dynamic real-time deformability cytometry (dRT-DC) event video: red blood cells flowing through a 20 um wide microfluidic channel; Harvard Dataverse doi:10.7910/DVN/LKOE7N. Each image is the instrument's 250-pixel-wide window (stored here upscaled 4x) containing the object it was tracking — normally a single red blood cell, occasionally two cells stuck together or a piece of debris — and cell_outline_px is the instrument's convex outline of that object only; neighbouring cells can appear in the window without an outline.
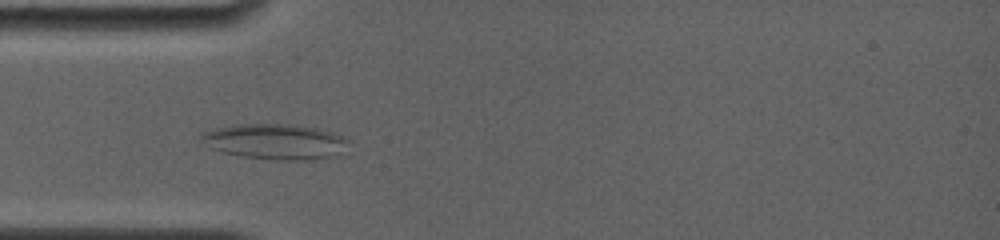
{"species": "common noctule bat (a hibernating species)", "species_latin": "Nyctalus noctula", "temperature_condition": "room temperature", "stored_images_in_passage": 17, "camera_frame_rate_fps": 4000, "um_per_image_px": 0.085, "animal": {"sex": "female", "body_mass_g": 19.0, "forearm_length_mm": 56.7}, "frame": {"image": 1, "passage_image": 3, "time_ms": 0.5, "image_size_px": [1000, 240], "cell_outline_px": [[348, 140], [340, 156], [312, 160], [276, 160], [244, 156], [220, 152], [208, 148], [200, 140], [200, 132], [232, 124], [292, 124], [316, 128], [332, 132]], "centroid_in_image_um": [23.34, 12.04], "position_along_channel_um": 61.7, "area_um2": 30.75}}
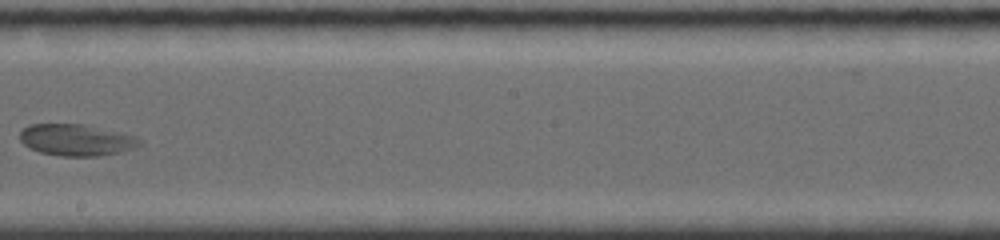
{"frame": {"image": 2, "passage_image": 7, "time_ms": 1.5, "image_size_px": [1000, 240], "cell_outline_px": [[144, 140], [140, 144], [132, 148], [120, 152], [100, 156], [60, 156], [40, 152], [24, 144], [20, 140], [20, 132], [28, 124], [84, 124], [136, 136]], "centroid_in_image_um": [6.5, 11.89], "position_along_channel_um": 241.7, "area_um2": 21.96}}
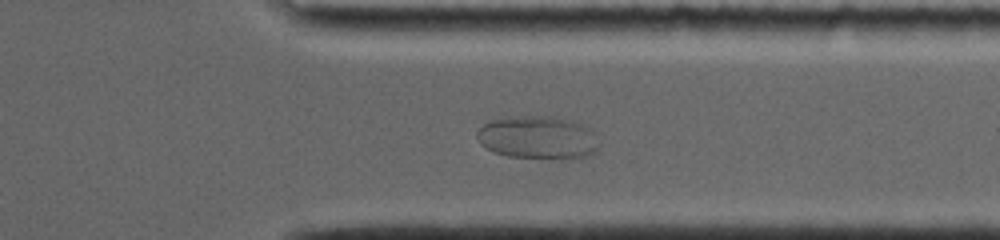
{"frame": {"image": 3, "passage_image": 13, "time_ms": 3.0, "image_size_px": [1000, 240], "cell_outline_px": [[600, 144], [596, 152], [584, 156], [508, 156], [496, 152], [480, 144], [476, 136], [476, 132], [484, 124], [492, 120], [520, 116], [544, 116], [568, 120], [592, 128]], "centroid_in_image_um": [45.72, 11.65], "position_along_channel_um": 365.7, "area_um2": 29.54}}